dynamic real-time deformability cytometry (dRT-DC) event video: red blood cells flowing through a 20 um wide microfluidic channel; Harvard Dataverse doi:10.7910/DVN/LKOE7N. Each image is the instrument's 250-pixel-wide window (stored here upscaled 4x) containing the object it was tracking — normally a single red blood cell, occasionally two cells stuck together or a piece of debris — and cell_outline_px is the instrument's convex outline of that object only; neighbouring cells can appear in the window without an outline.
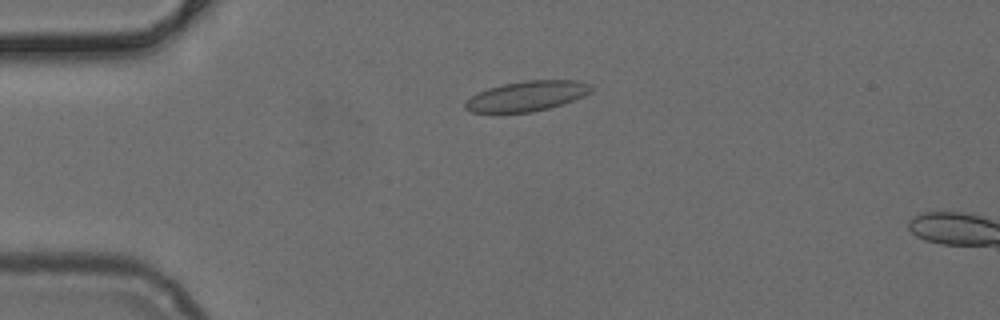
{"species": "common noctule bat (a hibernating species)", "species_latin": "Nyctalus noctula", "temperature_condition": "cold", "stored_images_in_passage": 7, "camera_frame_rate_fps": 3000, "um_per_image_px": 0.085, "animal": {"sex": "female", "body_mass_g": 24.6, "forearm_length_mm": 56.2}, "frame": {"image": 1, "passage_image": 5, "time_ms": 1.333, "image_size_px": [1000, 320], "cell_outline_px": [[592, 88], [584, 96], [548, 108], [532, 112], [472, 112], [464, 108], [464, 104], [472, 96], [488, 88], [504, 84], [524, 80], [580, 80], [592, 84]], "centroid_in_image_um": [44.8, 8.15], "position_along_channel_um": 40.2, "area_um2": 21.79}}